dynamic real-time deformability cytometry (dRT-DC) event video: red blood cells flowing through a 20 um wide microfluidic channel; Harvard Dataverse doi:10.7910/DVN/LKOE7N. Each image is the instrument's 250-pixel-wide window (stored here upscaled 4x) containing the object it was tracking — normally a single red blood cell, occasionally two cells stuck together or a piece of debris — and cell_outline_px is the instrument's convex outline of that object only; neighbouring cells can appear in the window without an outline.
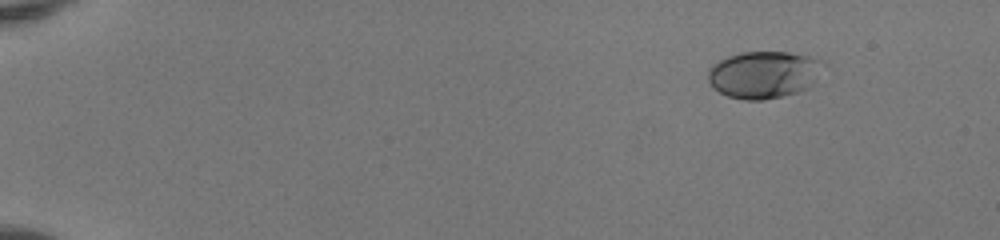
{"species": "human", "species_latin": "Homo sapiens", "temperature_condition": "room temperature", "stored_images_in_passage": 47, "camera_frame_rate_fps": 3000, "um_per_image_px": 0.085, "donor": {"sex": "female"}, "frame": {"image": 1, "passage_image": 1, "time_ms": 0.0, "image_size_px": [1000, 240], "cell_outline_px": [[828, 64], [808, 88], [796, 92], [764, 100], [744, 100], [728, 96], [712, 88], [708, 80], [708, 68], [712, 64], [728, 56], [740, 52], [788, 52], [808, 56], [824, 60]], "centroid_in_image_um": [64.94, 6.33], "position_along_channel_um": 20.1, "area_um2": 31.96}}
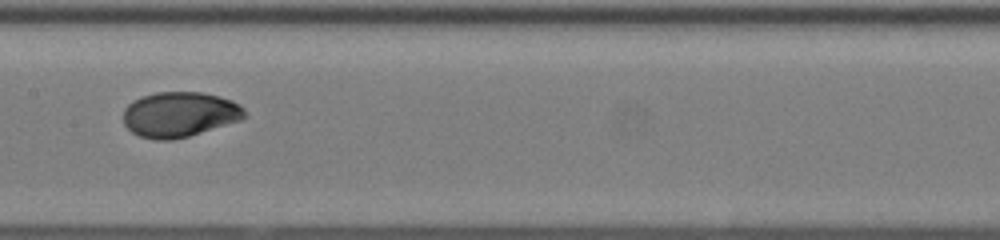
{"frame": {"image": 2, "passage_image": 24, "time_ms": 7.667, "image_size_px": [1000, 240], "cell_outline_px": [[248, 116], [240, 120], [188, 136], [172, 140], [156, 140], [140, 136], [132, 132], [124, 124], [124, 108], [132, 100], [140, 96], [156, 92], [200, 92], [232, 100], [240, 104], [248, 112]], "centroid_in_image_um": [15.26, 9.72], "position_along_channel_um": 192.1, "area_um2": 32.02}}
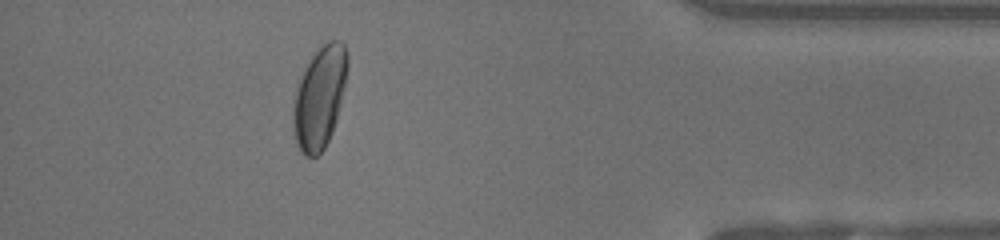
{"frame": {"image": 3, "passage_image": 42, "time_ms": 13.667, "image_size_px": [1000, 240], "cell_outline_px": [[348, 68], [344, 88], [336, 120], [332, 132], [324, 148], [316, 156], [304, 156], [300, 152], [296, 144], [292, 124], [292, 108], [296, 88], [316, 48], [328, 40], [340, 40], [344, 44], [348, 52]], "centroid_in_image_um": [27.16, 8.26], "position_along_channel_um": 408.0, "area_um2": 32.37}, "authors_computed_cell_mechanics": {"area_um2": 31.212, "velocity_mm_per_s": 4.1413, "shape_relaxation_time_tau1_ms": 5.0012, "shape_relaxation_time_tau2_ms": null, "deformation_change_tau1": 0.1949, "deformation_change_tau2": null}}